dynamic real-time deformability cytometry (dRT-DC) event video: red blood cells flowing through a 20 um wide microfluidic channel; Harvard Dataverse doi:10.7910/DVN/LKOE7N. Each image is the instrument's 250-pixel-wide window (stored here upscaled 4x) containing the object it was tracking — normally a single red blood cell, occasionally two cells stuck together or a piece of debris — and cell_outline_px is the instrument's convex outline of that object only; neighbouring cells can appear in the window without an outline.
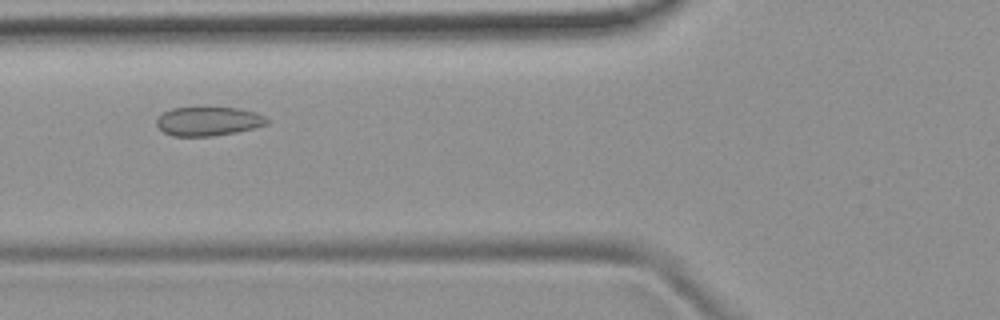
{"species": "common noctule bat (a hibernating species)", "species_latin": "Nyctalus noctula", "temperature_condition": "room temperature", "stored_images_in_passage": 6, "camera_frame_rate_fps": 3000, "um_per_image_px": 0.085, "animal": {"sex": "female", "body_mass_g": 19.9}, "frame": {"image": 1, "passage_image": 4, "time_ms": 4.333, "image_size_px": [1000, 320], "cell_outline_px": [[272, 120], [268, 124], [236, 132], [212, 136], [172, 136], [164, 132], [156, 124], [156, 120], [164, 112], [172, 108], [240, 108], [256, 112]], "centroid_in_image_um": [17.74, 10.31], "position_along_channel_um": 108.1, "area_um2": 18.55}}
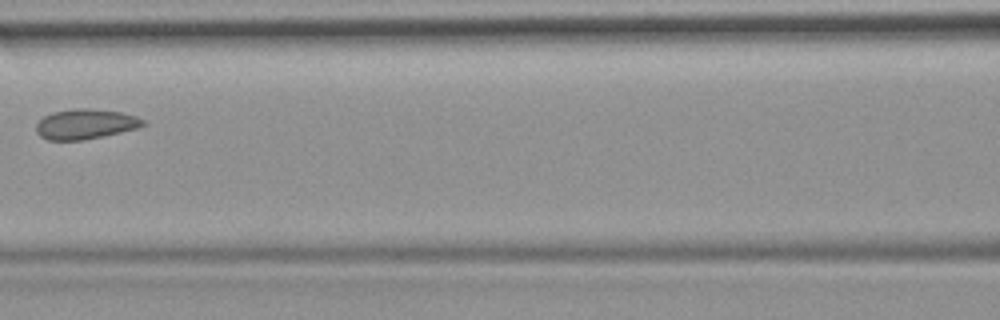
{"frame": {"image": 2, "passage_image": 5, "time_ms": 5.667, "image_size_px": [1000, 320], "cell_outline_px": [[148, 124], [140, 128], [104, 136], [84, 140], [48, 140], [40, 136], [36, 132], [36, 124], [44, 116], [52, 112], [72, 108], [88, 108], [120, 112], [136, 116], [144, 120]], "centroid_in_image_um": [7.29, 10.55], "position_along_channel_um": 159.3, "area_um2": 18.96}}